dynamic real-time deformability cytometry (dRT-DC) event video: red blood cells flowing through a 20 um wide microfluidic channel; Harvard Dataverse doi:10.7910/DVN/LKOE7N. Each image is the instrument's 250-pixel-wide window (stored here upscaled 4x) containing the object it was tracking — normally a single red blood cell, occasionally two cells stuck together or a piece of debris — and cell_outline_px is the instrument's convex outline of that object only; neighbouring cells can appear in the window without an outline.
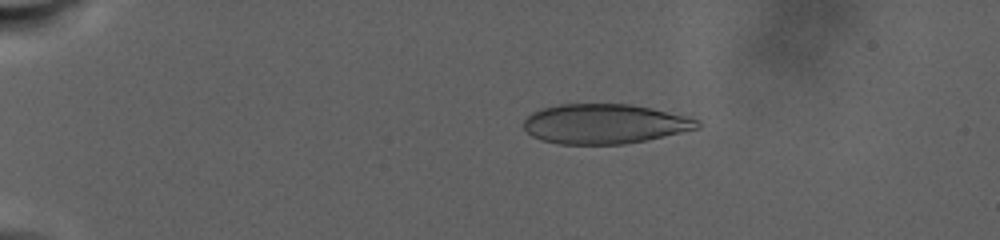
{"species": "human", "species_latin": "Homo sapiens", "temperature_condition": "warm", "stored_images_in_passage": 98, "camera_frame_rate_fps": 3000, "um_per_image_px": 0.085, "donor": {"sex": "male"}, "frame": {"image": 1, "passage_image": 21, "time_ms": 7.0, "image_size_px": [1000, 240], "cell_outline_px": [[700, 128], [644, 140], [624, 144], [560, 144], [540, 140], [532, 136], [524, 128], [524, 120], [532, 112], [544, 108], [560, 104], [628, 104], [648, 108], [684, 116], [700, 120]], "centroid_in_image_um": [51.35, 10.53], "position_along_channel_um": 33.7, "area_um2": 39.77}}
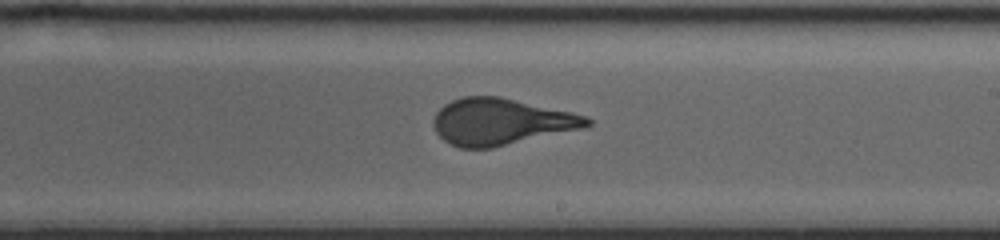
{"frame": {"image": 2, "passage_image": 63, "time_ms": 20.667, "image_size_px": [1000, 240], "cell_outline_px": [[592, 124], [584, 128], [492, 148], [460, 148], [444, 140], [436, 132], [432, 124], [432, 120], [436, 112], [444, 104], [452, 100], [464, 96], [500, 96], [572, 112], [584, 116], [592, 120]], "centroid_in_image_um": [42.56, 10.34], "position_along_channel_um": 246.4, "area_um2": 41.67}}
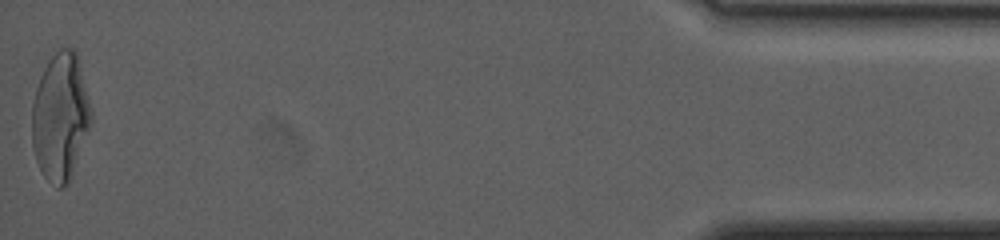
{"frame": {"image": 3, "passage_image": 98, "time_ms": 32.667, "image_size_px": [1000, 240], "cell_outline_px": [[92, 124], [72, 176], [68, 184], [60, 188], [56, 188], [44, 176], [36, 160], [32, 148], [32, 104], [36, 88], [40, 76], [48, 60], [60, 48], [72, 48], [76, 52], [92, 108]], "centroid_in_image_um": [5.15, 9.96], "position_along_channel_um": 430.1, "area_um2": 44.39}, "authors_computed_cell_mechanics": {"area_um2": 41.4715, "velocity_mm_per_s": 2.1807, "shape_relaxation_time_tau1_ms": 10.324, "shape_relaxation_time_tau2_ms": null, "deformation_change_tau1": 0.2482, "deformation_change_tau2": null}}